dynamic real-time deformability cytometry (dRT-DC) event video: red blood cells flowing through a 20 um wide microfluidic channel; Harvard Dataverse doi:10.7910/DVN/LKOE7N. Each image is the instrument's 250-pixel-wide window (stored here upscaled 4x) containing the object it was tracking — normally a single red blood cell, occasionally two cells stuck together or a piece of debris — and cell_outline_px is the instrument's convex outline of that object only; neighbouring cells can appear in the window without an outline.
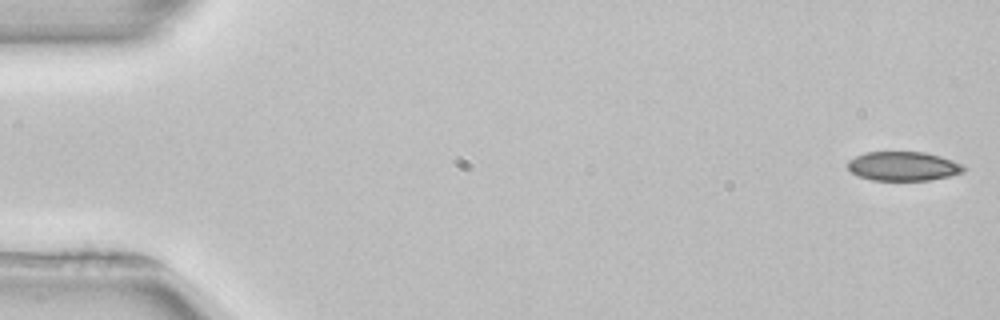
{"species": "common noctule bat (a hibernating species)", "species_latin": "Nyctalus noctula", "temperature_condition": "room temperature", "stored_images_in_passage": 51, "camera_frame_rate_fps": 3000, "um_per_image_px": 0.085, "animal": {"sex": "female", "body_mass_g": 22.7, "forearm_length_mm": 54.2}, "frame": {"image": 1, "passage_image": 1, "time_ms": 0.0, "image_size_px": [1000, 320], "cell_outline_px": [[968, 168], [964, 172], [948, 176], [928, 180], [872, 180], [860, 176], [852, 172], [848, 168], [848, 160], [864, 152], [924, 152], [940, 156], [952, 160]], "centroid_in_image_um": [76.78, 14.12], "position_along_channel_um": 8.2, "area_um2": 19.59}}
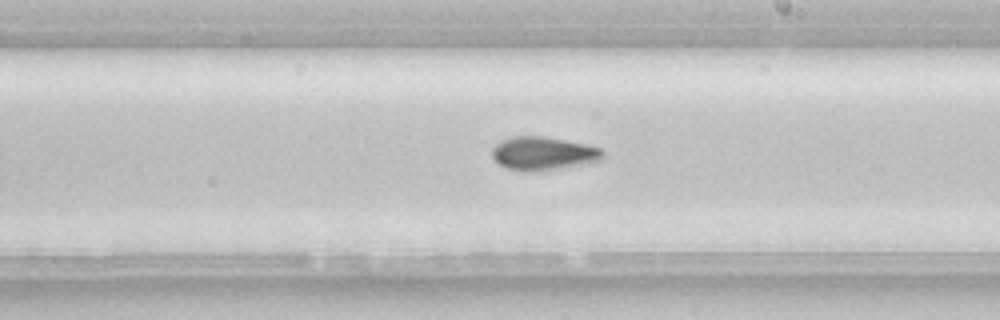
{"frame": {"image": 2, "passage_image": 30, "time_ms": 9.667, "image_size_px": [1000, 320], "cell_outline_px": [[604, 156], [600, 160], [588, 164], [536, 172], [524, 172], [504, 168], [492, 156], [492, 148], [496, 144], [504, 140], [516, 136], [544, 136], [584, 144], [600, 148], [604, 152]], "centroid_in_image_um": [46.18, 13.07], "position_along_channel_um": 242.8, "area_um2": 21.68}}